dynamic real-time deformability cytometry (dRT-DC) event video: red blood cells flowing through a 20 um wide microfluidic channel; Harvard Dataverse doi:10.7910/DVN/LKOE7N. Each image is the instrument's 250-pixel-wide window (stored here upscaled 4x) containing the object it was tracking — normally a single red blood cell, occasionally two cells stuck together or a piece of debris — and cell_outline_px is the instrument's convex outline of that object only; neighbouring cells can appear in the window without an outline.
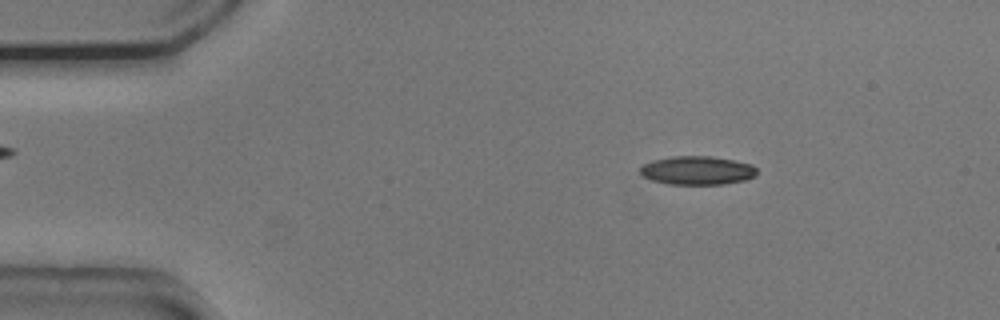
{"species": "common noctule bat (a hibernating species)", "species_latin": "Nyctalus noctula", "temperature_condition": "cold", "stored_images_in_passage": 53, "camera_frame_rate_fps": 3000, "um_per_image_px": 0.085, "animal": {"sex": "male", "body_mass_g": 20.5, "forearm_length_mm": 52.5}, "frame": {"image": 1, "passage_image": 8, "time_ms": 2.333, "image_size_px": [1000, 320], "cell_outline_px": [[756, 176], [744, 180], [724, 184], [668, 184], [652, 180], [644, 176], [640, 172], [640, 168], [644, 164], [652, 160], [672, 156], [712, 156], [752, 164], [756, 168]], "centroid_in_image_um": [59.27, 14.48], "position_along_channel_um": 25.7, "area_um2": 19.42}}
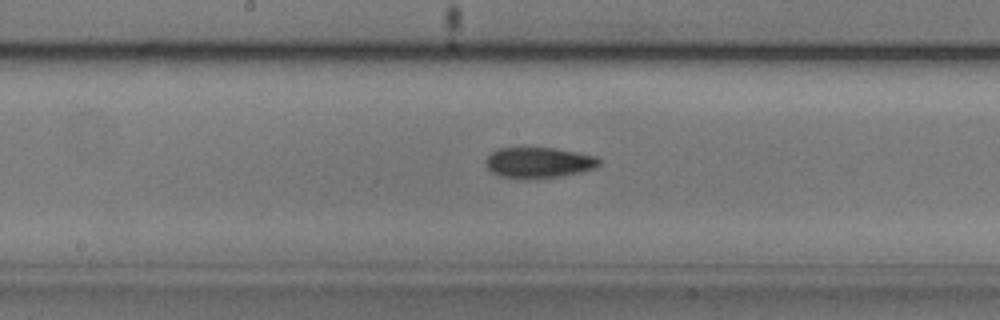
{"frame": {"image": 2, "passage_image": 27, "time_ms": 8.667, "image_size_px": [1000, 320], "cell_outline_px": [[600, 164], [592, 168], [576, 172], [556, 176], [500, 176], [492, 172], [484, 164], [484, 160], [496, 148], [552, 148], [576, 152], [596, 156], [600, 160]], "centroid_in_image_um": [45.74, 13.77], "position_along_channel_um": 202.5, "area_um2": 19.31}}
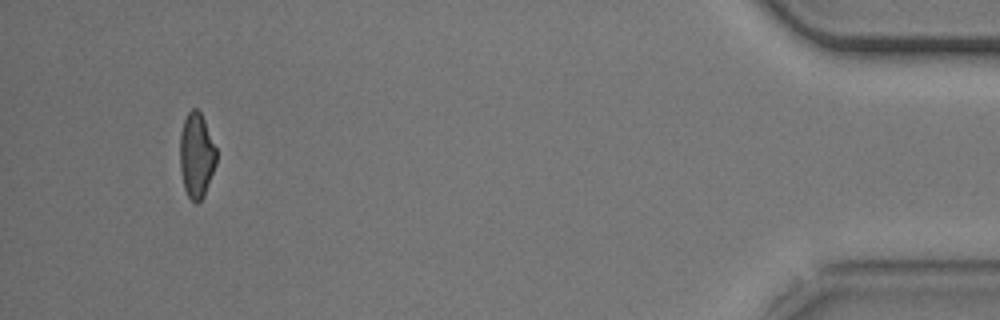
{"frame": {"image": 3, "passage_image": 50, "time_ms": 16.333, "image_size_px": [1000, 320], "cell_outline_px": [[216, 164], [204, 196], [196, 204], [188, 196], [184, 188], [180, 168], [180, 132], [184, 120], [188, 112], [192, 108], [196, 108], [200, 112], [204, 120], [216, 148]], "centroid_in_image_um": [16.69, 13.21], "position_along_channel_um": 418.5, "area_um2": 17.98}, "authors_computed_cell_mechanics": {"area_um2": 19.5364, "velocity_mm_per_s": 3.7718, "shape_relaxation_time_tau1_ms": 5.9742, "shape_relaxation_time_tau2_ms": 8.8781, "deformation_change_tau1": 0.1372, "deformation_change_tau2": 0.1788}}